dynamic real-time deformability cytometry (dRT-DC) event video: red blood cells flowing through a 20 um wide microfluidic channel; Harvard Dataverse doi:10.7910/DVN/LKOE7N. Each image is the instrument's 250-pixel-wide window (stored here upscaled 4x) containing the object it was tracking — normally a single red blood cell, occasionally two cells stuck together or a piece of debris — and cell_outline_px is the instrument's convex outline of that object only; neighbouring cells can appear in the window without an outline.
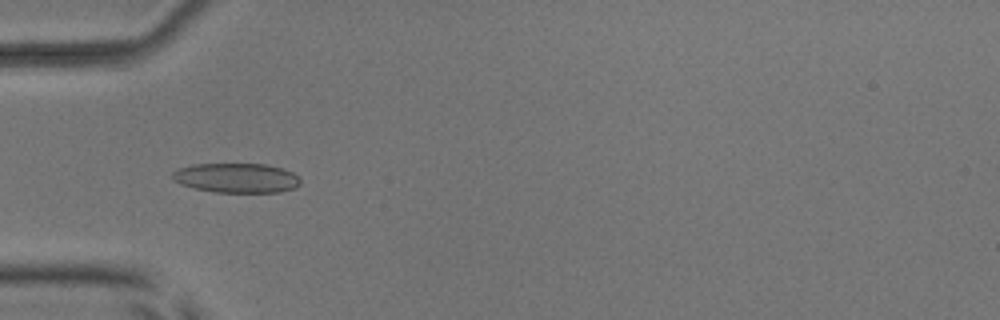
{"species": "common noctule bat (a hibernating species)", "species_latin": "Nyctalus noctula", "temperature_condition": "room temperature", "stored_images_in_passage": 54, "camera_frame_rate_fps": 3000, "um_per_image_px": 0.085, "animal": {"sex": "male", "body_mass_g": 17.9, "forearm_length_mm": 54.2}, "frame": {"image": 1, "passage_image": 18, "time_ms": 5.667, "image_size_px": [1000, 320], "cell_outline_px": [[300, 184], [292, 188], [280, 192], [216, 192], [196, 188], [180, 184], [172, 176], [172, 172], [176, 168], [192, 164], [264, 164], [284, 168], [292, 172], [300, 180]], "centroid_in_image_um": [20.09, 15.11], "position_along_channel_um": 64.9, "area_um2": 21.96}}
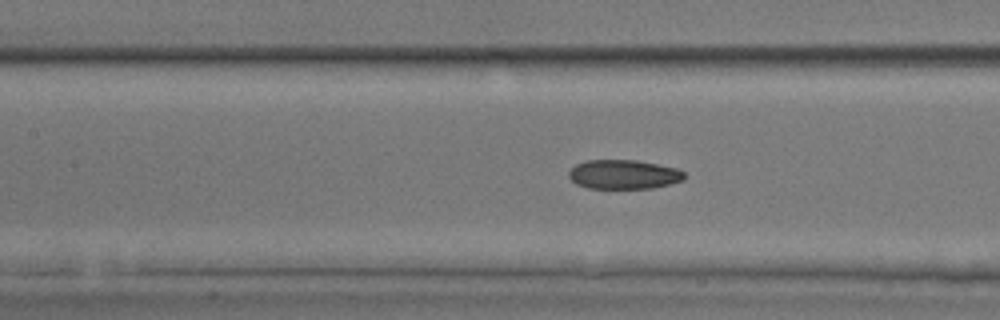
{"frame": {"image": 2, "passage_image": 25, "time_ms": 8.0, "image_size_px": [1000, 320], "cell_outline_px": [[684, 180], [652, 188], [588, 188], [576, 184], [568, 176], [568, 172], [576, 164], [588, 160], [636, 160], [676, 168], [684, 172]], "centroid_in_image_um": [52.99, 14.82], "position_along_channel_um": 154.4, "area_um2": 19.54}}
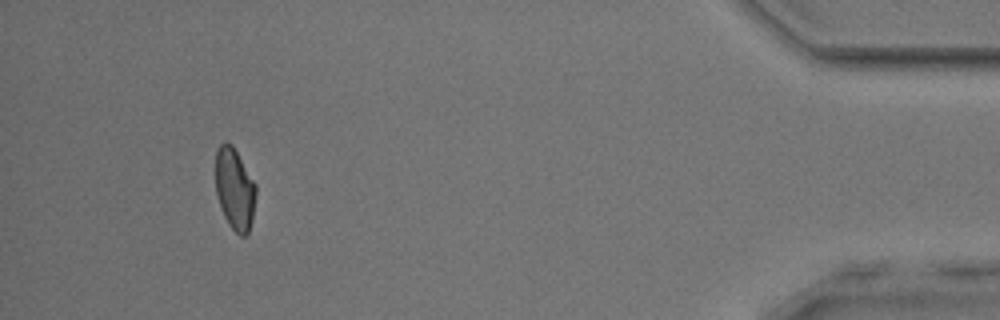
{"frame": {"image": 3, "passage_image": 50, "time_ms": 16.333, "image_size_px": [1000, 320], "cell_outline_px": [[256, 196], [252, 220], [248, 232], [244, 236], [240, 236], [228, 224], [224, 216], [216, 192], [216, 152], [220, 144], [224, 140], [232, 144], [256, 184]], "centroid_in_image_um": [19.96, 16.05], "position_along_channel_um": 415.2, "area_um2": 19.19}, "authors_computed_cell_mechanics": {"area_um2": 20.2878, "velocity_mm_per_s": 3.9037, "shape_relaxation_time_tau1_ms": 10.925, "shape_relaxation_time_tau2_ms": 3.2054, "deformation_change_tau1": 0.2252, "deformation_change_tau2": 0.0817}}